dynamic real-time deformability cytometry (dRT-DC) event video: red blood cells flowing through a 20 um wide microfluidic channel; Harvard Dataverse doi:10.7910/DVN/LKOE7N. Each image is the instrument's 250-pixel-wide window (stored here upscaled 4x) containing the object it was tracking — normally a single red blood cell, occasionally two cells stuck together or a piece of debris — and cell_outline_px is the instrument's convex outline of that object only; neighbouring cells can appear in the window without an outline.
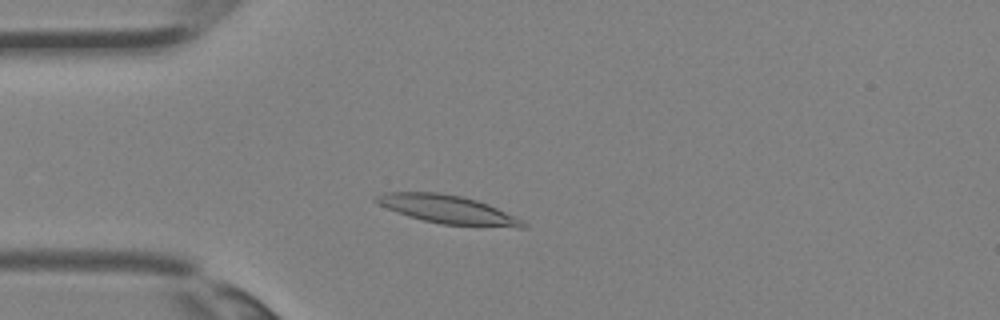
{"species": "Egyptian fruit bat (a non-hibernating species)", "species_latin": "Rousettus aegyptiacus", "temperature_condition": "room temperature", "stored_images_in_passage": 32, "camera_frame_rate_fps": 3000, "um_per_image_px": 0.085, "animal": {"sex": "female"}, "frame": {"image": 1, "passage_image": 6, "time_ms": 1.667, "image_size_px": [1000, 320], "cell_outline_px": [[528, 224], [524, 228], [516, 228], [440, 224], [408, 216], [396, 212], [372, 200], [372, 196], [384, 192], [440, 192], [460, 196], [476, 200], [488, 204]], "centroid_in_image_um": [38.0, 17.8], "position_along_channel_um": 47.0, "area_um2": 24.16}}
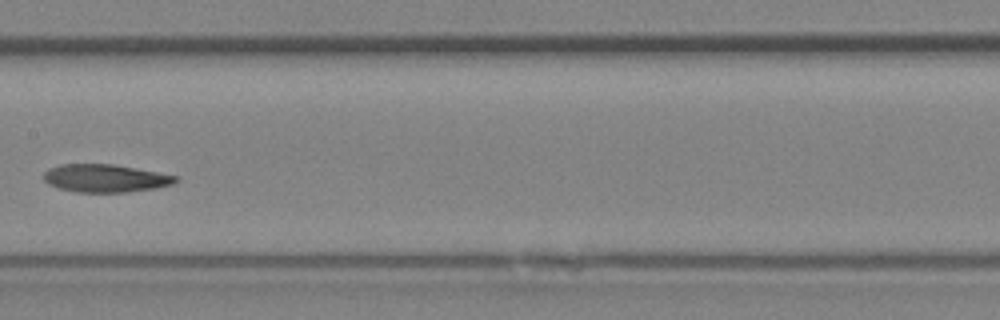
{"frame": {"image": 2, "passage_image": 15, "time_ms": 4.667, "image_size_px": [1000, 320], "cell_outline_px": [[180, 180], [172, 184], [156, 188], [128, 192], [76, 192], [60, 188], [48, 184], [44, 180], [44, 172], [48, 168], [60, 164], [112, 164], [136, 168], [180, 176]], "centroid_in_image_um": [8.98, 15.15], "position_along_channel_um": 198.4, "area_um2": 21.56}}
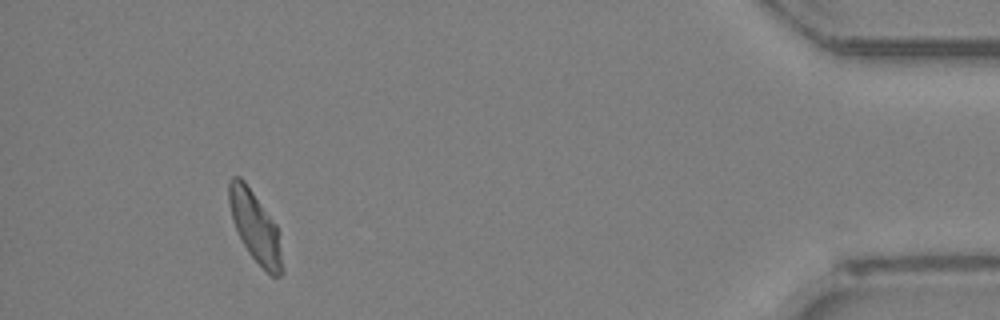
{"frame": {"image": 3, "passage_image": 30, "time_ms": 9.667, "image_size_px": [1000, 320], "cell_outline_px": [[284, 272], [280, 276], [272, 276], [248, 252], [232, 220], [228, 204], [228, 180], [232, 176], [240, 176], [244, 180], [276, 224]], "centroid_in_image_um": [21.66, 19.23], "position_along_channel_um": 413.5, "area_um2": 21.56}}